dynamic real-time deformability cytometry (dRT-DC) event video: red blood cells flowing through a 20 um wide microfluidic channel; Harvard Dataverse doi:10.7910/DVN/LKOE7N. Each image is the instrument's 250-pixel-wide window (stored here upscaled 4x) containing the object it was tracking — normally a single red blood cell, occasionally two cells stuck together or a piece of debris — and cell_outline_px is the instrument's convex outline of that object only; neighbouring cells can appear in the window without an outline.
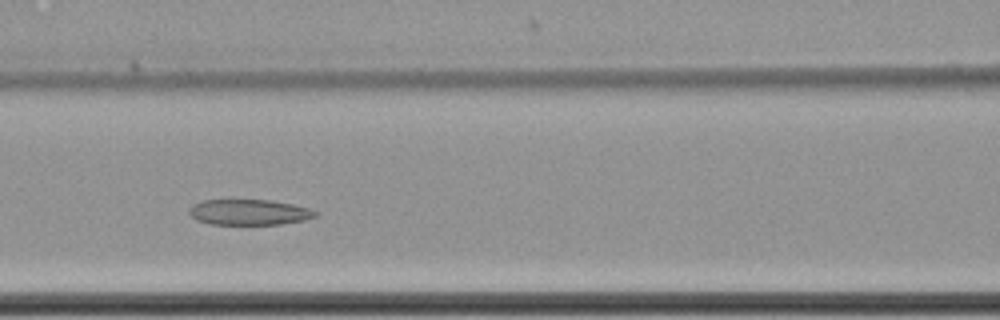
{"species": "common noctule bat (a hibernating species)", "species_latin": "Nyctalus noctula", "temperature_condition": "cold", "stored_images_in_passage": 26, "camera_frame_rate_fps": 3000, "um_per_image_px": 0.085, "animal": {"sex": "female", "body_mass_g": 22.7, "forearm_length_mm": 54.2}, "frame": {"image": 1, "passage_image": 22, "time_ms": 7.0, "image_size_px": [1000, 320], "cell_outline_px": [[316, 216], [304, 220], [280, 224], [212, 224], [196, 220], [188, 212], [188, 208], [200, 200], [272, 200], [292, 204], [308, 208], [316, 212]], "centroid_in_image_um": [21.13, 18.03], "position_along_channel_um": 145.5, "area_um2": 18.73}}
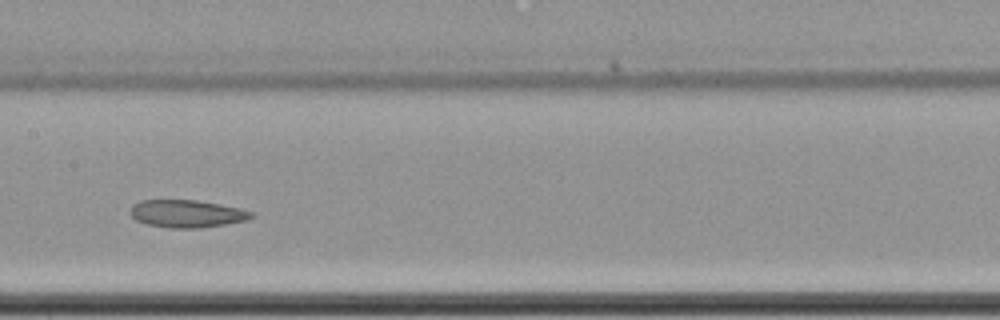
{"frame": {"image": 2, "passage_image": 26, "time_ms": 8.333, "image_size_px": [1000, 320], "cell_outline_px": [[256, 216], [248, 220], [200, 228], [168, 228], [148, 224], [136, 220], [128, 212], [132, 204], [140, 200], [196, 200], [220, 204], [240, 208], [252, 212]], "centroid_in_image_um": [15.87, 18.16], "position_along_channel_um": 191.5, "area_um2": 19.59}}